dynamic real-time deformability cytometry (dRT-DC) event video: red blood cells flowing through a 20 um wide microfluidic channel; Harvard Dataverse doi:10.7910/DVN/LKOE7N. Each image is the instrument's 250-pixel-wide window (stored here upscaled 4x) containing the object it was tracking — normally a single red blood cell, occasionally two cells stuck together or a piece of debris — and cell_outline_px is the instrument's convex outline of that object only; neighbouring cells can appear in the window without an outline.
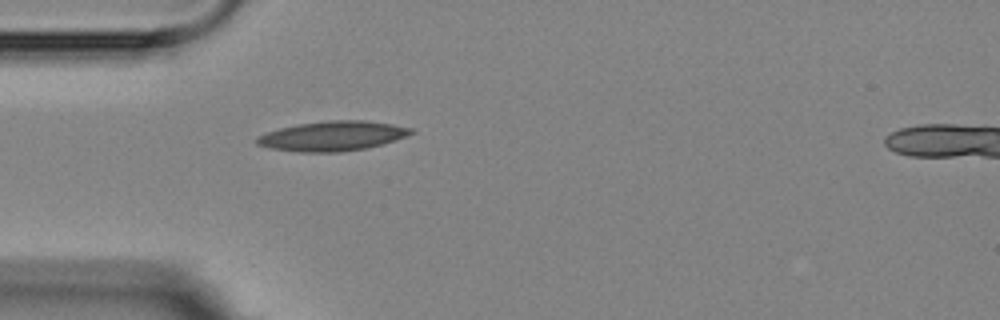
{"species": "Egyptian fruit bat (a non-hibernating species)", "species_latin": "Rousettus aegyptiacus", "temperature_condition": "room temperature", "stored_images_in_passage": 1, "camera_frame_rate_fps": 3000, "um_per_image_px": 0.085, "animal": {"sex": "female"}, "frame": {"image": 1, "passage_image": 1, "time_ms": 0.0, "image_size_px": [1000, 320], "cell_outline_px": [[416, 132], [380, 144], [364, 148], [340, 152], [300, 152], [268, 148], [256, 144], [256, 136], [280, 128], [300, 124], [328, 120], [364, 120], [392, 124], [416, 128]], "centroid_in_image_um": [28.25, 11.55], "position_along_channel_um": 56.8, "area_um2": 26.53}}